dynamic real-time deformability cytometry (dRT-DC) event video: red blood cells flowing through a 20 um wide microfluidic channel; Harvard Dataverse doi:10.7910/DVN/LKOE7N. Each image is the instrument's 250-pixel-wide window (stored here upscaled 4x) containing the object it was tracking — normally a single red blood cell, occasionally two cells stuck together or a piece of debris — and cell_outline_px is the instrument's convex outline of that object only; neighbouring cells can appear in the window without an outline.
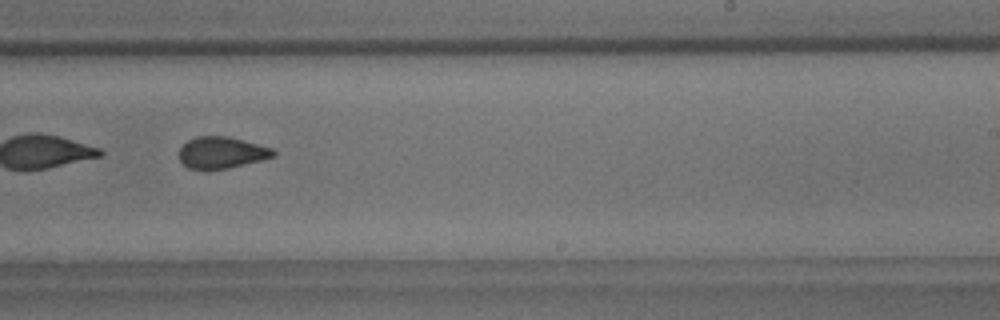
{"species": "common noctule bat (a hibernating species)", "species_latin": "Nyctalus noctula", "temperature_condition": "room temperature", "stored_images_in_passage": 58, "segment_of_instrument_passage": [2, 2], "camera_frame_rate_fps": 3000, "um_per_image_px": 0.085, "animal": {"sex": "male", "body_mass_g": 18.8}, "frame": {"image": 1, "passage_image": 37, "time_ms": 12.0, "image_size_px": [1000, 320], "cell_outline_px": [[276, 156], [228, 168], [188, 168], [180, 160], [180, 148], [188, 140], [196, 136], [228, 136], [272, 148], [276, 152]], "centroid_in_image_um": [18.85, 12.95], "position_along_channel_um": 270.1, "area_um2": 16.99}}